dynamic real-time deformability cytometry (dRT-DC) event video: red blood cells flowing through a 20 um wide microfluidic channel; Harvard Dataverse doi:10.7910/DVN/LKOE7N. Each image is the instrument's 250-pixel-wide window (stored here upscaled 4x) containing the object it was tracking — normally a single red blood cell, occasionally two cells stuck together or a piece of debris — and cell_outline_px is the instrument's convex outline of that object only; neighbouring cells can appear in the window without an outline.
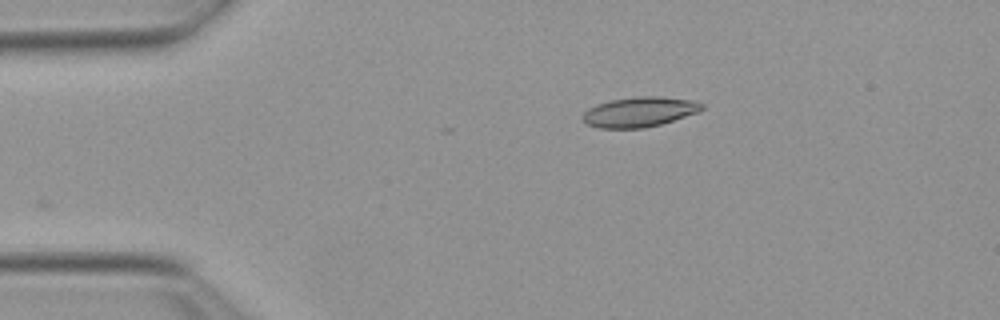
{"species": "Egyptian fruit bat (a non-hibernating species)", "species_latin": "Rousettus aegyptiacus", "temperature_condition": "warm", "stored_images_in_passage": 17, "camera_frame_rate_fps": 3000, "um_per_image_px": 0.085, "animal": {"sex": "female"}, "frame": {"image": 1, "passage_image": 1, "time_ms": 0.0, "image_size_px": [1000, 320], "cell_outline_px": [[704, 108], [700, 112], [660, 124], [644, 128], [600, 128], [588, 124], [580, 116], [588, 108], [596, 104], [612, 100], [636, 96], [656, 96], [692, 100], [704, 104]], "centroid_in_image_um": [54.36, 9.51], "position_along_channel_um": 30.6, "area_um2": 20.81}}
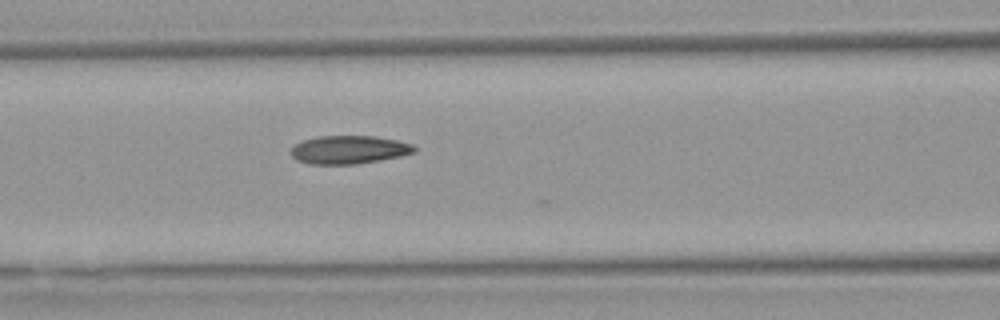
{"frame": {"image": 2, "passage_image": 13, "time_ms": 4.0, "image_size_px": [1000, 320], "cell_outline_px": [[416, 152], [400, 156], [356, 164], [308, 164], [296, 160], [292, 156], [292, 148], [296, 144], [304, 140], [316, 136], [372, 136], [396, 140], [412, 144], [416, 148]], "centroid_in_image_um": [29.65, 12.73], "position_along_channel_um": 136.9, "area_um2": 20.17}}
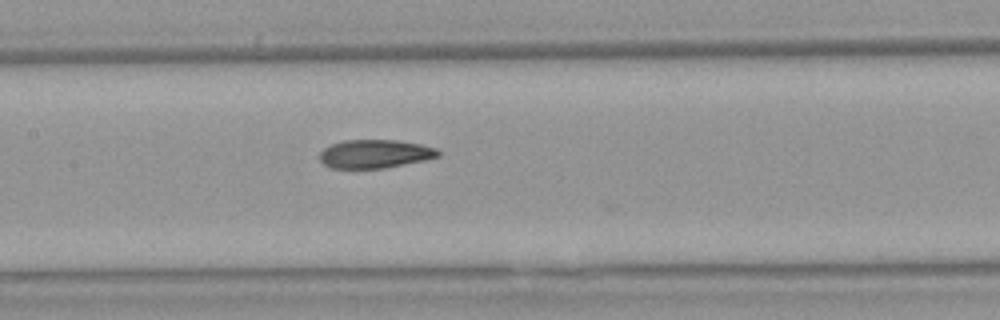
{"frame": {"image": 3, "passage_image": 16, "time_ms": 5.0, "image_size_px": [1000, 320], "cell_outline_px": [[440, 156], [428, 160], [384, 168], [332, 168], [324, 164], [320, 160], [320, 152], [324, 148], [332, 144], [344, 140], [396, 140], [420, 144], [436, 148], [440, 152]], "centroid_in_image_um": [31.9, 13.08], "position_along_channel_um": 175.5, "area_um2": 19.71}}